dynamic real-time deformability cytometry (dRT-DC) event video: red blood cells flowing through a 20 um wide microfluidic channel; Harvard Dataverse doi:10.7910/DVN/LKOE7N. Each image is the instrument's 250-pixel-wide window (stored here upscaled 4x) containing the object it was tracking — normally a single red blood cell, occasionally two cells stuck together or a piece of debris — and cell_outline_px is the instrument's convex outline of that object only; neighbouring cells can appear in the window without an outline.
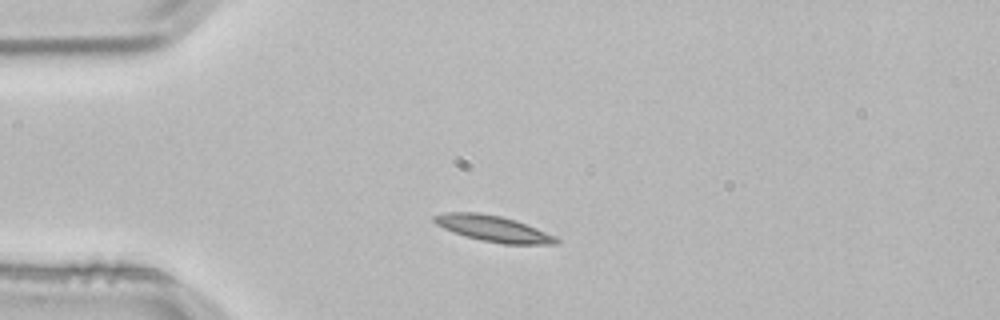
{"species": "common noctule bat (a hibernating species)", "species_latin": "Nyctalus noctula", "temperature_condition": "room temperature", "stored_images_in_passage": 2, "camera_frame_rate_fps": 3000, "um_per_image_px": 0.085, "animal": {"sex": "male", "body_mass_g": 21.5, "forearm_length_mm": 52.0}, "frame": {"image": 1, "passage_image": 2, "time_ms": 0.333, "image_size_px": [1000, 320], "cell_outline_px": [[560, 244], [504, 244], [480, 240], [464, 236], [452, 232], [436, 224], [432, 220], [432, 216], [448, 212], [476, 212], [500, 216], [516, 220], [556, 236], [560, 240]], "centroid_in_image_um": [41.93, 19.44], "position_along_channel_um": 43.1, "area_um2": 18.55}}